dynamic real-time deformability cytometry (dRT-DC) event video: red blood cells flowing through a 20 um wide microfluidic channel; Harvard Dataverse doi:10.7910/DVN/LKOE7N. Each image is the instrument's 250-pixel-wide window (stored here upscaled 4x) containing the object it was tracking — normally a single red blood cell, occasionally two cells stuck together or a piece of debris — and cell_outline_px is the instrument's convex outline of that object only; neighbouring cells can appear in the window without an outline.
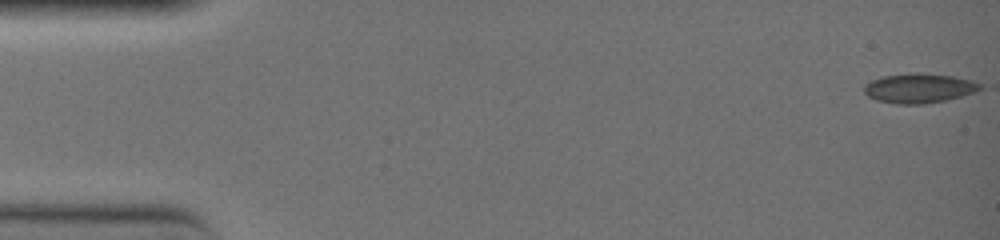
{"species": "common noctule bat (a hibernating species)", "species_latin": "Nyctalus noctula", "temperature_condition": "warm", "stored_images_in_passage": 45, "camera_frame_rate_fps": 3000, "um_per_image_px": 0.085, "animal": {"sex": "female", "body_mass_g": 19.0, "forearm_length_mm": 51.5}, "frame": {"image": 1, "passage_image": 1, "time_ms": 0.0, "image_size_px": [1000, 240], "cell_outline_px": [[984, 88], [976, 92], [944, 100], [924, 104], [896, 104], [876, 100], [868, 96], [864, 92], [864, 84], [880, 76], [908, 72], [916, 72], [956, 76], [972, 80], [984, 84]], "centroid_in_image_um": [78.14, 7.47], "position_along_channel_um": 6.9, "area_um2": 20.4}}
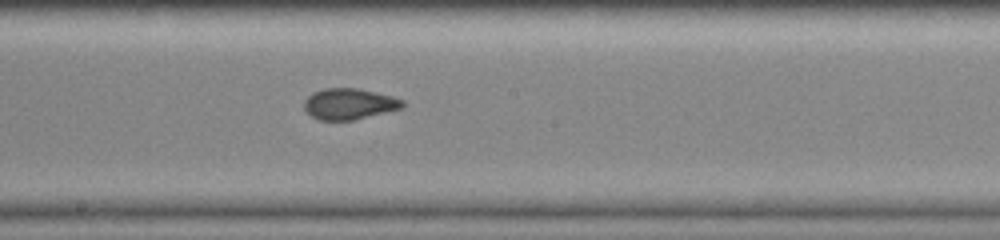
{"frame": {"image": 2, "passage_image": 28, "time_ms": 9.0, "image_size_px": [1000, 240], "cell_outline_px": [[404, 108], [352, 120], [320, 120], [312, 116], [304, 108], [304, 100], [312, 92], [324, 88], [360, 88], [392, 96], [404, 100]], "centroid_in_image_um": [29.69, 8.82], "position_along_channel_um": 218.5, "area_um2": 17.86}}
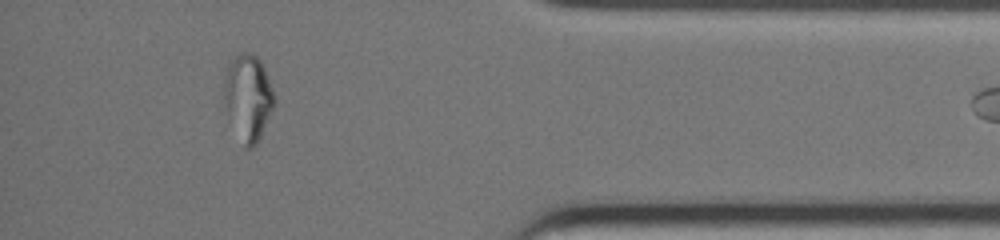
{"frame": {"image": 3, "passage_image": 44, "time_ms": 14.333, "image_size_px": [1000, 240], "cell_outline_px": [[276, 104], [256, 144], [252, 148], [244, 148], [228, 116], [224, 96], [224, 76], [228, 64], [232, 56], [236, 52], [248, 52], [256, 56], [260, 60], [264, 68], [276, 96]], "centroid_in_image_um": [21.09, 8.25], "position_along_channel_um": 414.1, "area_um2": 25.43}}